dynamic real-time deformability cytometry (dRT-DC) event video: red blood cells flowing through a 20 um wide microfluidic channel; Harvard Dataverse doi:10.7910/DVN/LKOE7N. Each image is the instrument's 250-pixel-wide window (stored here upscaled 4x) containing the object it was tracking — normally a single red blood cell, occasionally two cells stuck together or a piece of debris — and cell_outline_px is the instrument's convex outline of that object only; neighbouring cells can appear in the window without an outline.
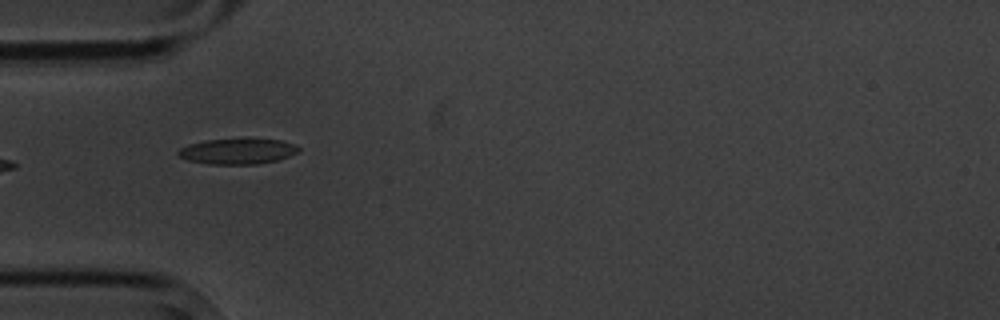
{"species": "common noctule bat (a hibernating species)", "species_latin": "Nyctalus noctula", "temperature_condition": "cold", "stored_images_in_passage": 2, "camera_frame_rate_fps": 3000, "um_per_image_px": 0.085, "animal": {"sex": "male", "body_mass_g": 20.1, "forearm_length_mm": 53.5}, "frame": {"image": 1, "passage_image": 2, "time_ms": 1.333, "image_size_px": [1000, 320], "cell_outline_px": [[300, 152], [276, 160], [256, 164], [208, 164], [188, 160], [180, 156], [176, 152], [180, 148], [188, 144], [208, 140], [280, 140], [296, 144], [300, 148]], "centroid_in_image_um": [20.2, 12.87], "position_along_channel_um": 64.8, "area_um2": 17.57}}